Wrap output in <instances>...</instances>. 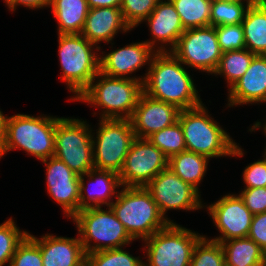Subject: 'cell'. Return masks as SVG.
<instances>
[{"mask_svg":"<svg viewBox=\"0 0 266 266\" xmlns=\"http://www.w3.org/2000/svg\"><path fill=\"white\" fill-rule=\"evenodd\" d=\"M188 68L171 52H157L143 82V92L149 97L190 109L203 103L200 91Z\"/></svg>","mask_w":266,"mask_h":266,"instance_id":"obj_1","label":"cell"},{"mask_svg":"<svg viewBox=\"0 0 266 266\" xmlns=\"http://www.w3.org/2000/svg\"><path fill=\"white\" fill-rule=\"evenodd\" d=\"M178 121L187 151L206 156L210 160L223 157L239 159L247 153L210 114L205 103L181 110Z\"/></svg>","mask_w":266,"mask_h":266,"instance_id":"obj_2","label":"cell"},{"mask_svg":"<svg viewBox=\"0 0 266 266\" xmlns=\"http://www.w3.org/2000/svg\"><path fill=\"white\" fill-rule=\"evenodd\" d=\"M142 93L143 82L99 72L75 101L100 109L99 119H130Z\"/></svg>","mask_w":266,"mask_h":266,"instance_id":"obj_3","label":"cell"},{"mask_svg":"<svg viewBox=\"0 0 266 266\" xmlns=\"http://www.w3.org/2000/svg\"><path fill=\"white\" fill-rule=\"evenodd\" d=\"M55 128L56 116L53 115L18 113L7 116L1 158L15 150H22L39 161L53 157Z\"/></svg>","mask_w":266,"mask_h":266,"instance_id":"obj_4","label":"cell"},{"mask_svg":"<svg viewBox=\"0 0 266 266\" xmlns=\"http://www.w3.org/2000/svg\"><path fill=\"white\" fill-rule=\"evenodd\" d=\"M60 80L75 101L100 72V47L81 34H57Z\"/></svg>","mask_w":266,"mask_h":266,"instance_id":"obj_5","label":"cell"},{"mask_svg":"<svg viewBox=\"0 0 266 266\" xmlns=\"http://www.w3.org/2000/svg\"><path fill=\"white\" fill-rule=\"evenodd\" d=\"M110 207L135 242L144 241L170 223L145 187L123 186Z\"/></svg>","mask_w":266,"mask_h":266,"instance_id":"obj_6","label":"cell"},{"mask_svg":"<svg viewBox=\"0 0 266 266\" xmlns=\"http://www.w3.org/2000/svg\"><path fill=\"white\" fill-rule=\"evenodd\" d=\"M105 208L81 209L71 219L86 254L127 247L134 241L112 208Z\"/></svg>","mask_w":266,"mask_h":266,"instance_id":"obj_7","label":"cell"},{"mask_svg":"<svg viewBox=\"0 0 266 266\" xmlns=\"http://www.w3.org/2000/svg\"><path fill=\"white\" fill-rule=\"evenodd\" d=\"M201 234L176 221L169 223L142 241L144 266H190L194 246L204 236Z\"/></svg>","mask_w":266,"mask_h":266,"instance_id":"obj_8","label":"cell"},{"mask_svg":"<svg viewBox=\"0 0 266 266\" xmlns=\"http://www.w3.org/2000/svg\"><path fill=\"white\" fill-rule=\"evenodd\" d=\"M91 126L86 119L56 116L54 157L79 176L94 168Z\"/></svg>","mask_w":266,"mask_h":266,"instance_id":"obj_9","label":"cell"},{"mask_svg":"<svg viewBox=\"0 0 266 266\" xmlns=\"http://www.w3.org/2000/svg\"><path fill=\"white\" fill-rule=\"evenodd\" d=\"M92 126L94 168L120 173L136 138L130 119H99Z\"/></svg>","mask_w":266,"mask_h":266,"instance_id":"obj_10","label":"cell"},{"mask_svg":"<svg viewBox=\"0 0 266 266\" xmlns=\"http://www.w3.org/2000/svg\"><path fill=\"white\" fill-rule=\"evenodd\" d=\"M170 52L187 68L209 76L217 69L223 53L211 25L186 29Z\"/></svg>","mask_w":266,"mask_h":266,"instance_id":"obj_11","label":"cell"},{"mask_svg":"<svg viewBox=\"0 0 266 266\" xmlns=\"http://www.w3.org/2000/svg\"><path fill=\"white\" fill-rule=\"evenodd\" d=\"M145 188L150 192L161 214L170 223H174V220L168 217V211L204 210V199H201V194L169 168L160 172Z\"/></svg>","mask_w":266,"mask_h":266,"instance_id":"obj_12","label":"cell"},{"mask_svg":"<svg viewBox=\"0 0 266 266\" xmlns=\"http://www.w3.org/2000/svg\"><path fill=\"white\" fill-rule=\"evenodd\" d=\"M204 204L213 226L220 233L213 238L204 235L206 238L220 243L233 238L248 237L253 214L238 193H226L217 201Z\"/></svg>","mask_w":266,"mask_h":266,"instance_id":"obj_13","label":"cell"},{"mask_svg":"<svg viewBox=\"0 0 266 266\" xmlns=\"http://www.w3.org/2000/svg\"><path fill=\"white\" fill-rule=\"evenodd\" d=\"M168 161V157L148 139L136 137L118 174L122 186L145 187L168 168Z\"/></svg>","mask_w":266,"mask_h":266,"instance_id":"obj_14","label":"cell"},{"mask_svg":"<svg viewBox=\"0 0 266 266\" xmlns=\"http://www.w3.org/2000/svg\"><path fill=\"white\" fill-rule=\"evenodd\" d=\"M115 44L114 42L109 44V48L111 47L109 52L102 51L103 47H100V72L110 77L144 82L151 60L157 52L142 40L117 48L113 47ZM143 67L146 68V73H143V76L135 75Z\"/></svg>","mask_w":266,"mask_h":266,"instance_id":"obj_15","label":"cell"},{"mask_svg":"<svg viewBox=\"0 0 266 266\" xmlns=\"http://www.w3.org/2000/svg\"><path fill=\"white\" fill-rule=\"evenodd\" d=\"M40 162L45 165L47 195L72 219L79 212L80 176L54 156Z\"/></svg>","mask_w":266,"mask_h":266,"instance_id":"obj_16","label":"cell"},{"mask_svg":"<svg viewBox=\"0 0 266 266\" xmlns=\"http://www.w3.org/2000/svg\"><path fill=\"white\" fill-rule=\"evenodd\" d=\"M147 25L150 38L144 40L156 52H170L185 29L170 0H160L151 14L141 23Z\"/></svg>","mask_w":266,"mask_h":266,"instance_id":"obj_17","label":"cell"},{"mask_svg":"<svg viewBox=\"0 0 266 266\" xmlns=\"http://www.w3.org/2000/svg\"><path fill=\"white\" fill-rule=\"evenodd\" d=\"M180 111L177 106L153 99L143 92L130 118L135 136L147 139L151 134L174 124Z\"/></svg>","mask_w":266,"mask_h":266,"instance_id":"obj_18","label":"cell"},{"mask_svg":"<svg viewBox=\"0 0 266 266\" xmlns=\"http://www.w3.org/2000/svg\"><path fill=\"white\" fill-rule=\"evenodd\" d=\"M227 92L225 108L266 105V55H255L245 74Z\"/></svg>","mask_w":266,"mask_h":266,"instance_id":"obj_19","label":"cell"},{"mask_svg":"<svg viewBox=\"0 0 266 266\" xmlns=\"http://www.w3.org/2000/svg\"><path fill=\"white\" fill-rule=\"evenodd\" d=\"M122 187L118 173L110 170L93 168L80 175L79 211L90 207H110Z\"/></svg>","mask_w":266,"mask_h":266,"instance_id":"obj_20","label":"cell"},{"mask_svg":"<svg viewBox=\"0 0 266 266\" xmlns=\"http://www.w3.org/2000/svg\"><path fill=\"white\" fill-rule=\"evenodd\" d=\"M28 235L38 244L43 266H84L86 253L77 233L76 237L57 236L46 233L37 237Z\"/></svg>","mask_w":266,"mask_h":266,"instance_id":"obj_21","label":"cell"},{"mask_svg":"<svg viewBox=\"0 0 266 266\" xmlns=\"http://www.w3.org/2000/svg\"><path fill=\"white\" fill-rule=\"evenodd\" d=\"M131 31L120 8L101 7L89 9L81 35L101 47L100 43H105V46L114 42L117 34H127Z\"/></svg>","mask_w":266,"mask_h":266,"instance_id":"obj_22","label":"cell"},{"mask_svg":"<svg viewBox=\"0 0 266 266\" xmlns=\"http://www.w3.org/2000/svg\"><path fill=\"white\" fill-rule=\"evenodd\" d=\"M57 34H81L89 12L87 0H51Z\"/></svg>","mask_w":266,"mask_h":266,"instance_id":"obj_23","label":"cell"},{"mask_svg":"<svg viewBox=\"0 0 266 266\" xmlns=\"http://www.w3.org/2000/svg\"><path fill=\"white\" fill-rule=\"evenodd\" d=\"M245 47L255 55H266V2L255 1L242 21Z\"/></svg>","mask_w":266,"mask_h":266,"instance_id":"obj_24","label":"cell"},{"mask_svg":"<svg viewBox=\"0 0 266 266\" xmlns=\"http://www.w3.org/2000/svg\"><path fill=\"white\" fill-rule=\"evenodd\" d=\"M209 163L210 159L206 156L186 150L171 156L168 168L201 194L200 184L207 174Z\"/></svg>","mask_w":266,"mask_h":266,"instance_id":"obj_25","label":"cell"},{"mask_svg":"<svg viewBox=\"0 0 266 266\" xmlns=\"http://www.w3.org/2000/svg\"><path fill=\"white\" fill-rule=\"evenodd\" d=\"M225 266H266V253L252 239L233 238L220 242Z\"/></svg>","mask_w":266,"mask_h":266,"instance_id":"obj_26","label":"cell"},{"mask_svg":"<svg viewBox=\"0 0 266 266\" xmlns=\"http://www.w3.org/2000/svg\"><path fill=\"white\" fill-rule=\"evenodd\" d=\"M254 56L248 49L223 52L212 76L223 77L229 90L245 74Z\"/></svg>","mask_w":266,"mask_h":266,"instance_id":"obj_27","label":"cell"},{"mask_svg":"<svg viewBox=\"0 0 266 266\" xmlns=\"http://www.w3.org/2000/svg\"><path fill=\"white\" fill-rule=\"evenodd\" d=\"M184 29L210 26L212 0H170Z\"/></svg>","mask_w":266,"mask_h":266,"instance_id":"obj_28","label":"cell"},{"mask_svg":"<svg viewBox=\"0 0 266 266\" xmlns=\"http://www.w3.org/2000/svg\"><path fill=\"white\" fill-rule=\"evenodd\" d=\"M253 3L212 0L210 25L216 27L242 23L247 8Z\"/></svg>","mask_w":266,"mask_h":266,"instance_id":"obj_29","label":"cell"},{"mask_svg":"<svg viewBox=\"0 0 266 266\" xmlns=\"http://www.w3.org/2000/svg\"><path fill=\"white\" fill-rule=\"evenodd\" d=\"M147 139L160 149L168 159L175 154L186 151L183 130L179 121L151 134Z\"/></svg>","mask_w":266,"mask_h":266,"instance_id":"obj_30","label":"cell"},{"mask_svg":"<svg viewBox=\"0 0 266 266\" xmlns=\"http://www.w3.org/2000/svg\"><path fill=\"white\" fill-rule=\"evenodd\" d=\"M126 247L86 254L87 266H144L141 256H133Z\"/></svg>","mask_w":266,"mask_h":266,"instance_id":"obj_31","label":"cell"},{"mask_svg":"<svg viewBox=\"0 0 266 266\" xmlns=\"http://www.w3.org/2000/svg\"><path fill=\"white\" fill-rule=\"evenodd\" d=\"M12 216L0 223V266H9L18 244L29 231L20 229Z\"/></svg>","mask_w":266,"mask_h":266,"instance_id":"obj_32","label":"cell"},{"mask_svg":"<svg viewBox=\"0 0 266 266\" xmlns=\"http://www.w3.org/2000/svg\"><path fill=\"white\" fill-rule=\"evenodd\" d=\"M190 266H225L221 244L203 236L194 246Z\"/></svg>","mask_w":266,"mask_h":266,"instance_id":"obj_33","label":"cell"},{"mask_svg":"<svg viewBox=\"0 0 266 266\" xmlns=\"http://www.w3.org/2000/svg\"><path fill=\"white\" fill-rule=\"evenodd\" d=\"M160 0H121L125 22L135 30L151 14Z\"/></svg>","mask_w":266,"mask_h":266,"instance_id":"obj_34","label":"cell"},{"mask_svg":"<svg viewBox=\"0 0 266 266\" xmlns=\"http://www.w3.org/2000/svg\"><path fill=\"white\" fill-rule=\"evenodd\" d=\"M9 266H43L40 247L28 234L18 244Z\"/></svg>","mask_w":266,"mask_h":266,"instance_id":"obj_35","label":"cell"},{"mask_svg":"<svg viewBox=\"0 0 266 266\" xmlns=\"http://www.w3.org/2000/svg\"><path fill=\"white\" fill-rule=\"evenodd\" d=\"M215 30L222 52L246 49L242 23L216 26Z\"/></svg>","mask_w":266,"mask_h":266,"instance_id":"obj_36","label":"cell"},{"mask_svg":"<svg viewBox=\"0 0 266 266\" xmlns=\"http://www.w3.org/2000/svg\"><path fill=\"white\" fill-rule=\"evenodd\" d=\"M244 188L266 187V158L262 154L257 161L247 164L242 171Z\"/></svg>","mask_w":266,"mask_h":266,"instance_id":"obj_37","label":"cell"},{"mask_svg":"<svg viewBox=\"0 0 266 266\" xmlns=\"http://www.w3.org/2000/svg\"><path fill=\"white\" fill-rule=\"evenodd\" d=\"M238 194L253 215L266 212V187L241 188Z\"/></svg>","mask_w":266,"mask_h":266,"instance_id":"obj_38","label":"cell"},{"mask_svg":"<svg viewBox=\"0 0 266 266\" xmlns=\"http://www.w3.org/2000/svg\"><path fill=\"white\" fill-rule=\"evenodd\" d=\"M248 238L258 244L266 253V212L253 215Z\"/></svg>","mask_w":266,"mask_h":266,"instance_id":"obj_39","label":"cell"},{"mask_svg":"<svg viewBox=\"0 0 266 266\" xmlns=\"http://www.w3.org/2000/svg\"><path fill=\"white\" fill-rule=\"evenodd\" d=\"M51 0H5L4 4L8 11L16 12L19 6L31 10H40L49 8Z\"/></svg>","mask_w":266,"mask_h":266,"instance_id":"obj_40","label":"cell"},{"mask_svg":"<svg viewBox=\"0 0 266 266\" xmlns=\"http://www.w3.org/2000/svg\"><path fill=\"white\" fill-rule=\"evenodd\" d=\"M89 9L101 7L120 8L121 0H87Z\"/></svg>","mask_w":266,"mask_h":266,"instance_id":"obj_41","label":"cell"},{"mask_svg":"<svg viewBox=\"0 0 266 266\" xmlns=\"http://www.w3.org/2000/svg\"><path fill=\"white\" fill-rule=\"evenodd\" d=\"M263 120L259 121H254L253 125H251V127H249V129L247 130L248 132H257V130L262 131V133L264 134V136L266 137V115L265 118H262ZM266 143V142H265ZM266 149V144H265V148Z\"/></svg>","mask_w":266,"mask_h":266,"instance_id":"obj_42","label":"cell"},{"mask_svg":"<svg viewBox=\"0 0 266 266\" xmlns=\"http://www.w3.org/2000/svg\"><path fill=\"white\" fill-rule=\"evenodd\" d=\"M0 108V148L3 145L5 139L6 119L8 115H4Z\"/></svg>","mask_w":266,"mask_h":266,"instance_id":"obj_43","label":"cell"},{"mask_svg":"<svg viewBox=\"0 0 266 266\" xmlns=\"http://www.w3.org/2000/svg\"><path fill=\"white\" fill-rule=\"evenodd\" d=\"M217 1H224V2H255V0H217Z\"/></svg>","mask_w":266,"mask_h":266,"instance_id":"obj_44","label":"cell"},{"mask_svg":"<svg viewBox=\"0 0 266 266\" xmlns=\"http://www.w3.org/2000/svg\"><path fill=\"white\" fill-rule=\"evenodd\" d=\"M263 153V155L265 156V158H266V149H264V151H262Z\"/></svg>","mask_w":266,"mask_h":266,"instance_id":"obj_45","label":"cell"},{"mask_svg":"<svg viewBox=\"0 0 266 266\" xmlns=\"http://www.w3.org/2000/svg\"><path fill=\"white\" fill-rule=\"evenodd\" d=\"M257 2H266V0H255Z\"/></svg>","mask_w":266,"mask_h":266,"instance_id":"obj_46","label":"cell"}]
</instances>
